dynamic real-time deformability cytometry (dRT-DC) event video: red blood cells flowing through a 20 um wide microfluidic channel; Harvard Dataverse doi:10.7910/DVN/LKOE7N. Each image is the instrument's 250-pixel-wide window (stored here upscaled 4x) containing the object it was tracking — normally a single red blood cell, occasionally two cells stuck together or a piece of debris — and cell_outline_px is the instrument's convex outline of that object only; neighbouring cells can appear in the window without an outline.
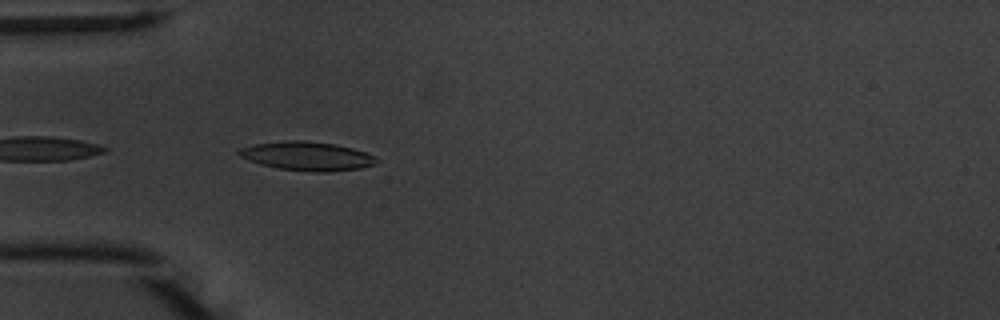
{"species": "common noctule bat (a hibernating species)", "species_latin": "Nyctalus noctula", "temperature_condition": "warm", "stored_images_in_passage": 10, "camera_frame_rate_fps": 3000, "um_per_image_px": 0.085, "animal": {"sex": "male", "body_mass_g": 20.1, "forearm_length_mm": 53.5}, "frame": {"image": 1, "passage_image": 2, "time_ms": 0.333, "image_size_px": [1000, 320], "cell_outline_px": [[380, 160], [376, 164], [360, 168], [328, 172], [316, 172], [280, 168], [260, 164], [248, 160], [240, 156], [236, 152], [240, 148], [252, 144], [292, 140], [304, 140], [336, 144], [352, 148], [376, 156]], "centroid_in_image_um": [26.12, 13.26], "position_along_channel_um": 58.9, "area_um2": 23.12}}